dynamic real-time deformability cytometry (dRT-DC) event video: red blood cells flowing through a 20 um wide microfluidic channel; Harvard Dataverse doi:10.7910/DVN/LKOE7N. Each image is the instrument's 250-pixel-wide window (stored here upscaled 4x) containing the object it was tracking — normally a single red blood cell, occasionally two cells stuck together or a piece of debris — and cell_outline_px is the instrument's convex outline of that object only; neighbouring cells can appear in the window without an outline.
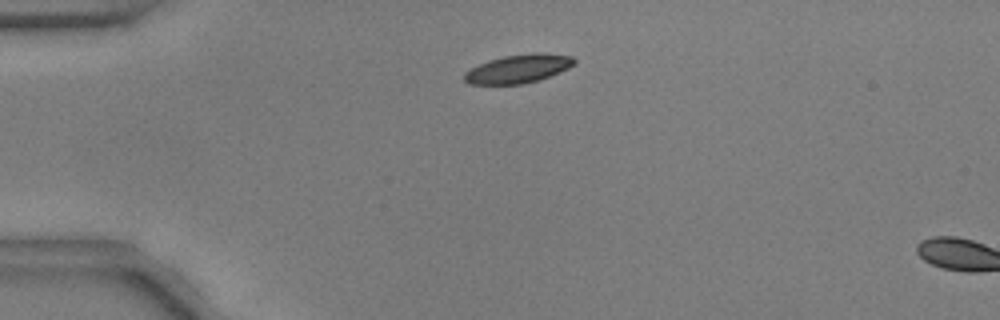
{"species": "common noctule bat (a hibernating species)", "species_latin": "Nyctalus noctula", "temperature_condition": "warm", "stored_images_in_passage": 9, "camera_frame_rate_fps": 3000, "um_per_image_px": 0.085, "animal": {"sex": "male", "body_mass_g": 17.9, "forearm_length_mm": 54.2}, "frame": {"image": 1, "passage_image": 7, "time_ms": 2.0, "image_size_px": [1000, 320], "cell_outline_px": [[576, 64], [568, 68], [540, 80], [524, 84], [468, 84], [464, 80], [464, 72], [488, 60], [504, 56], [532, 52], [536, 52], [572, 56], [576, 60]], "centroid_in_image_um": [44.07, 5.84], "position_along_channel_um": 40.9, "area_um2": 18.32}}